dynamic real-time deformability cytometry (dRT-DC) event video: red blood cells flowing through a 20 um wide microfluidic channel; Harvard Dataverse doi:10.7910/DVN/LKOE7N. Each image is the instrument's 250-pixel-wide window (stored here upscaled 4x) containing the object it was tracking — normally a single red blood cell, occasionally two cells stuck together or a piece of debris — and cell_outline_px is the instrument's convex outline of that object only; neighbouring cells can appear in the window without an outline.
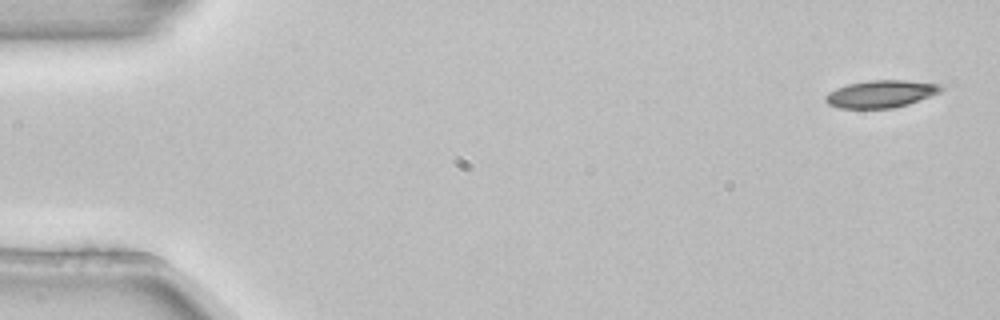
{"species": "common noctule bat (a hibernating species)", "species_latin": "Nyctalus noctula", "temperature_condition": "room temperature", "stored_images_in_passage": 6, "camera_frame_rate_fps": 3000, "um_per_image_px": 0.085, "animal": {"sex": "female", "body_mass_g": 22.7, "forearm_length_mm": 54.2}, "frame": {"image": 1, "passage_image": 1, "time_ms": 0.0, "image_size_px": [1000, 320], "cell_outline_px": [[944, 88], [940, 92], [908, 104], [892, 108], [840, 108], [828, 104], [824, 100], [824, 96], [828, 92], [836, 88], [848, 84], [868, 80], [904, 80], [940, 84]], "centroid_in_image_um": [74.84, 7.98], "position_along_channel_um": 10.2, "area_um2": 18.38}}
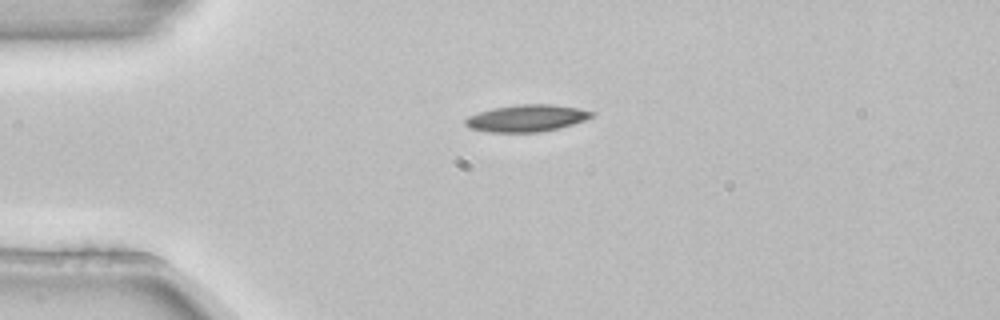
{"frame": {"image": 2, "passage_image": 4, "time_ms": 1.0, "image_size_px": [1000, 320], "cell_outline_px": [[596, 112], [592, 116], [584, 120], [560, 128], [540, 132], [488, 132], [468, 128], [464, 124], [464, 120], [468, 116], [492, 108], [520, 104], [552, 104], [576, 108]], "centroid_in_image_um": [44.73, 10.05], "position_along_channel_um": 40.3, "area_um2": 19.83}}